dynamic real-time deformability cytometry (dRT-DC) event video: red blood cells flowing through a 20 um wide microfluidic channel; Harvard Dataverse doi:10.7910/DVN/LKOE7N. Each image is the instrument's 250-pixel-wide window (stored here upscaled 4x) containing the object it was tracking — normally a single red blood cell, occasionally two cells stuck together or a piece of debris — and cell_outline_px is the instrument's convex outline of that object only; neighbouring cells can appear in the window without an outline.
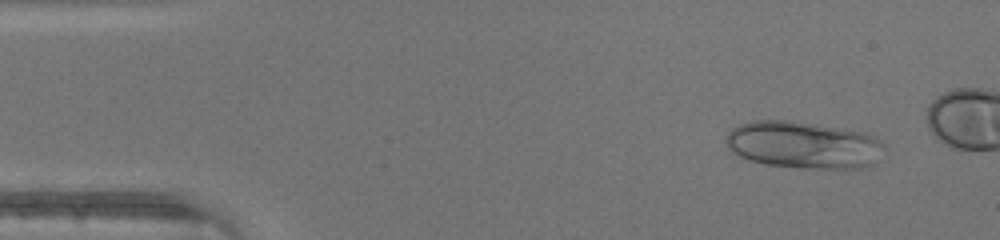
{"species": "human", "species_latin": "Homo sapiens", "temperature_condition": "warm", "stored_images_in_passage": 46, "camera_frame_rate_fps": 3000, "um_per_image_px": 0.085, "donor": {"sex": "male"}, "frame": {"image": 1, "passage_image": 4, "time_ms": 1.0, "image_size_px": [1000, 240], "cell_outline_px": [[884, 144], [876, 164], [860, 168], [800, 168], [764, 164], [740, 156], [732, 152], [728, 148], [724, 140], [728, 132], [732, 128], [740, 124], [752, 120], [792, 120], [816, 124], [860, 132], [872, 136], [880, 140]], "centroid_in_image_um": [68.25, 12.32], "position_along_channel_um": 16.8, "area_um2": 43.47}}
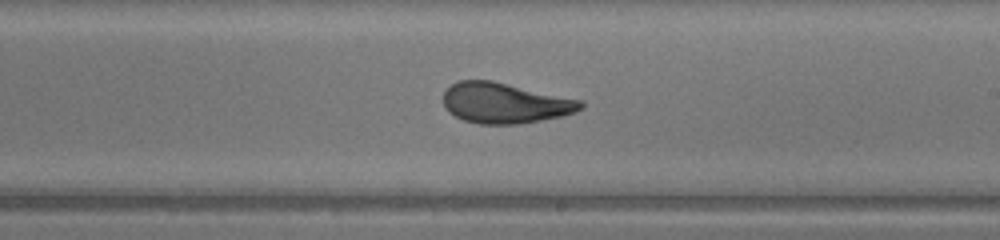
{"frame": {"image": 2, "passage_image": 26, "time_ms": 8.333, "image_size_px": [1000, 240], "cell_outline_px": [[584, 108], [576, 112], [560, 116], [520, 124], [480, 124], [464, 120], [448, 112], [444, 108], [444, 92], [452, 84], [460, 80], [492, 80], [584, 100]], "centroid_in_image_um": [42.95, 8.75], "position_along_channel_um": 246.1, "area_um2": 32.6}}
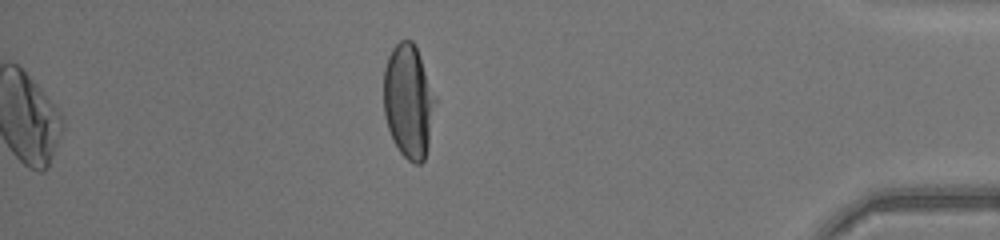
{"frame": {"image": 3, "passage_image": 46, "time_ms": 15.0, "image_size_px": [1000, 240], "cell_outline_px": [[436, 100], [428, 144], [424, 160], [420, 164], [416, 164], [408, 160], [400, 152], [392, 140], [384, 116], [384, 68], [388, 56], [392, 48], [400, 40], [412, 40], [416, 48], [436, 96]], "centroid_in_image_um": [34.71, 8.61], "position_along_channel_um": 400.5, "area_um2": 34.1}}